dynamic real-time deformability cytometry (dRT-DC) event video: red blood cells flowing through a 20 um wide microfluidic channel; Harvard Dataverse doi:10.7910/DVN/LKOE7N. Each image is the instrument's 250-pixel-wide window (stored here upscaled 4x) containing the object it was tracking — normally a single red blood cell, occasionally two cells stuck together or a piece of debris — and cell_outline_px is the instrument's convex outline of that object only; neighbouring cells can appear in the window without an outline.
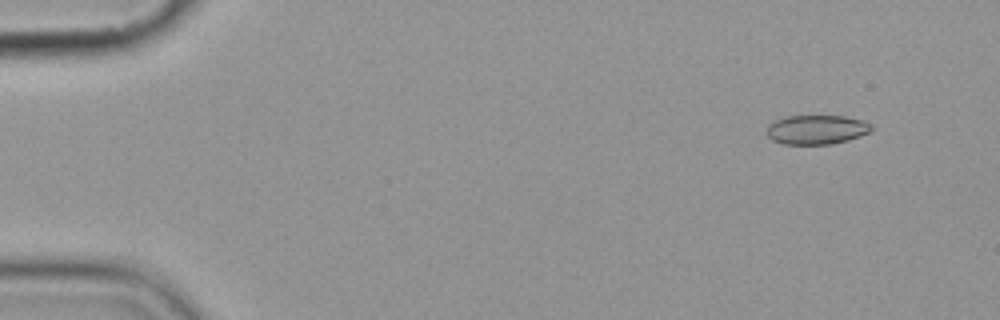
{"species": "common noctule bat (a hibernating species)", "species_latin": "Nyctalus noctula", "temperature_condition": "cold", "stored_images_in_passage": 10, "camera_frame_rate_fps": 3000, "um_per_image_px": 0.085, "animal": {"sex": "female", "body_mass_g": 19.9}, "frame": {"image": 1, "passage_image": 1, "time_ms": 0.0, "image_size_px": [1000, 320], "cell_outline_px": [[876, 128], [860, 136], [848, 140], [832, 144], [784, 144], [772, 140], [768, 136], [768, 124], [784, 116], [844, 116], [864, 120], [872, 124]], "centroid_in_image_um": [69.45, 11.01], "position_along_channel_um": 15.5, "area_um2": 17.98}}
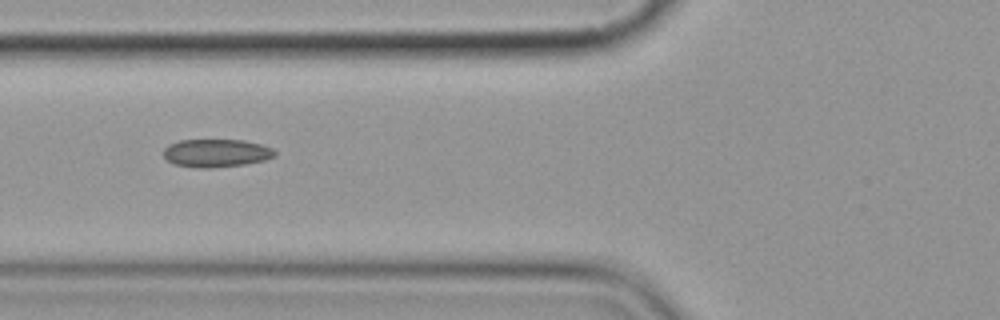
{"frame": {"image": 2, "passage_image": 6, "time_ms": 5.667, "image_size_px": [1000, 320], "cell_outline_px": [[276, 152], [272, 156], [264, 160], [244, 164], [212, 168], [200, 168], [172, 164], [164, 156], [164, 148], [168, 144], [180, 140], [244, 140], [260, 144], [272, 148]], "centroid_in_image_um": [18.34, 13.01], "position_along_channel_um": 107.5, "area_um2": 18.09}}
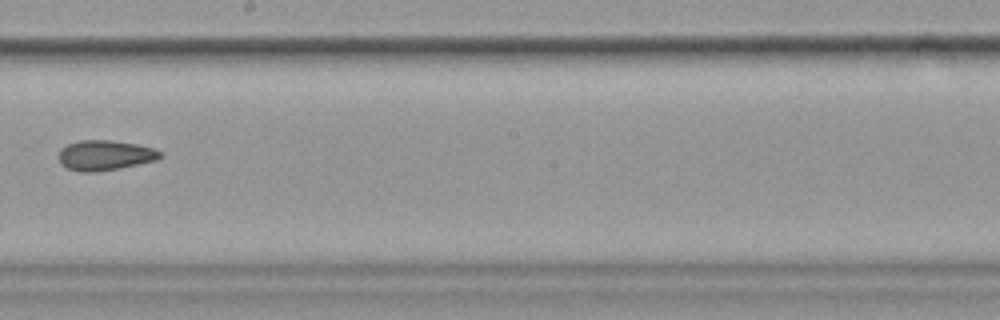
{"frame": {"image": 3, "passage_image": 9, "time_ms": 9.333, "image_size_px": [1000, 320], "cell_outline_px": [[164, 156], [156, 160], [120, 168], [96, 172], [80, 172], [68, 168], [60, 164], [60, 148], [68, 144], [80, 140], [112, 140], [136, 144], [156, 148], [164, 152]], "centroid_in_image_um": [8.97, 13.19], "position_along_channel_um": 239.2, "area_um2": 17.98}}